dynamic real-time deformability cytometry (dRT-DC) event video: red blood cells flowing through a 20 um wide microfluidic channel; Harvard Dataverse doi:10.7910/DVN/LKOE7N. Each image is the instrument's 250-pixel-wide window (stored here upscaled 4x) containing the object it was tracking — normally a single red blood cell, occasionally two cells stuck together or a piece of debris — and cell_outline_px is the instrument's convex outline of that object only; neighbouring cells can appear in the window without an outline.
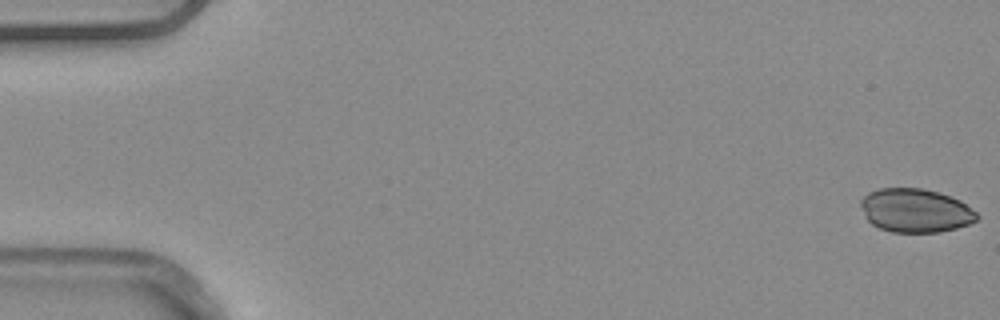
{"species": "common noctule bat (a hibernating species)", "species_latin": "Nyctalus noctula", "temperature_condition": "warm", "stored_images_in_passage": 52, "camera_frame_rate_fps": 3000, "um_per_image_px": 0.085, "animal": {"sex": "male", "body_mass_g": 20.4}, "frame": {"image": 1, "passage_image": 1, "time_ms": 0.0, "image_size_px": [1000, 320], "cell_outline_px": [[980, 216], [976, 220], [968, 224], [956, 228], [940, 232], [892, 232], [880, 228], [872, 224], [864, 216], [860, 204], [860, 200], [868, 192], [880, 188], [920, 188], [936, 192], [960, 200], [976, 212]], "centroid_in_image_um": [77.79, 17.9], "position_along_channel_um": 7.2, "area_um2": 29.48}}
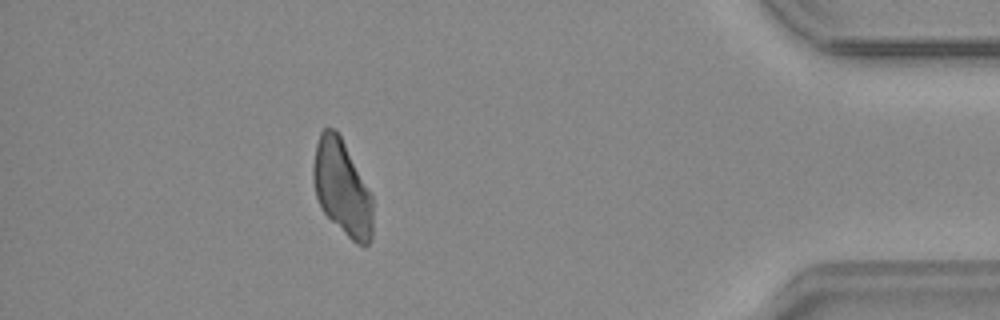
{"frame": {"image": 2, "passage_image": 47, "time_ms": 15.333, "image_size_px": [1000, 320], "cell_outline_px": [[372, 240], [364, 248], [356, 244], [324, 212], [316, 196], [312, 180], [312, 168], [316, 144], [320, 132], [324, 128], [336, 128], [372, 196]], "centroid_in_image_um": [29.06, 15.97], "position_along_channel_um": 406.1, "area_um2": 32.77}}